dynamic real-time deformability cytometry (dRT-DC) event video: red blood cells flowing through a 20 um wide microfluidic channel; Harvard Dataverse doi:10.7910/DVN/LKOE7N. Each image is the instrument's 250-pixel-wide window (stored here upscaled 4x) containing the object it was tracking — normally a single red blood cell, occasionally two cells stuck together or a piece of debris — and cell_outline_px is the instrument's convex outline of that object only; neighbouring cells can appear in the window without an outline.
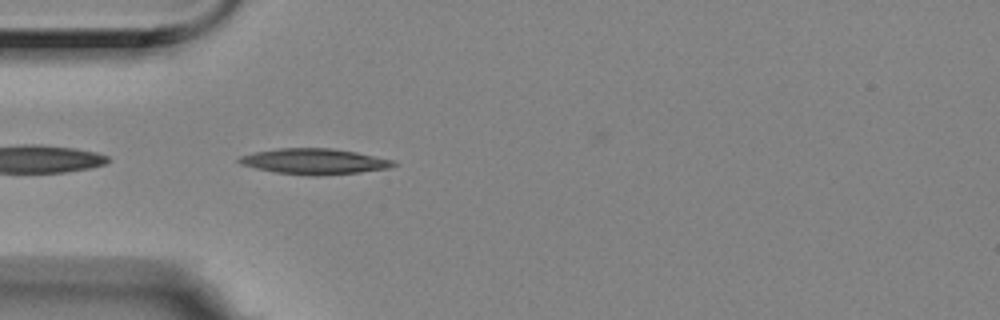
{"species": "Egyptian fruit bat (a non-hibernating species)", "species_latin": "Rousettus aegyptiacus", "temperature_condition": "room temperature", "stored_images_in_passage": 1, "camera_frame_rate_fps": 3000, "um_per_image_px": 0.085, "animal": {"sex": "female"}, "frame": {"image": 1, "passage_image": 1, "time_ms": 0.0, "image_size_px": [1000, 320], "cell_outline_px": [[396, 164], [388, 168], [360, 172], [316, 176], [312, 176], [276, 172], [256, 168], [244, 164], [236, 160], [240, 156], [256, 152], [280, 148], [332, 148], [356, 152], [392, 160]], "centroid_in_image_um": [26.72, 13.72], "position_along_channel_um": 58.3, "area_um2": 22.72}}